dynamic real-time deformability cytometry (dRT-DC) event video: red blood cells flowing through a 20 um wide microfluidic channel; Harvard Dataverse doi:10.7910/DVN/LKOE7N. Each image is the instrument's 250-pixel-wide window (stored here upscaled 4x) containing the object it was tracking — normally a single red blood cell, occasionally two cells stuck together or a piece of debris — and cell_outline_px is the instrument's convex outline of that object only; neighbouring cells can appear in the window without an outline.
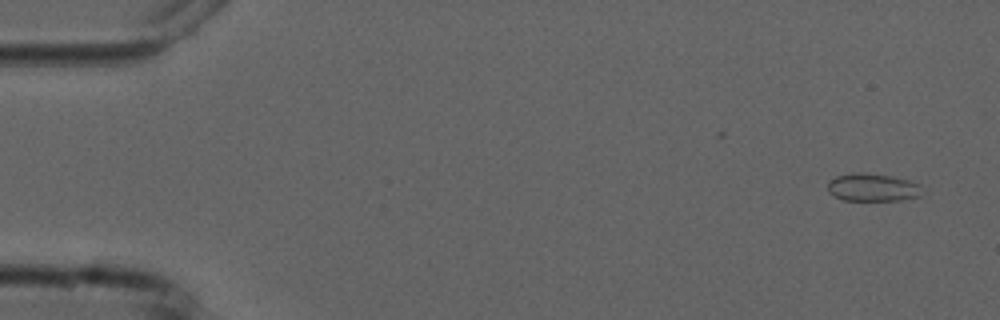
{"species": "common noctule bat (a hibernating species)", "species_latin": "Nyctalus noctula", "temperature_condition": "cold", "stored_images_in_passage": 5, "camera_frame_rate_fps": 3000, "um_per_image_px": 0.085, "animal": {"sex": "male", "forearm_length_mm": 52.5}, "frame": {"image": 1, "passage_image": 1, "time_ms": 0.0, "image_size_px": [1000, 320], "cell_outline_px": [[920, 196], [900, 200], [844, 200], [828, 192], [828, 180], [836, 176], [852, 172], [860, 172], [892, 176], [908, 180], [920, 184]], "centroid_in_image_um": [74.14, 15.92], "position_along_channel_um": 10.9, "area_um2": 15.26}}
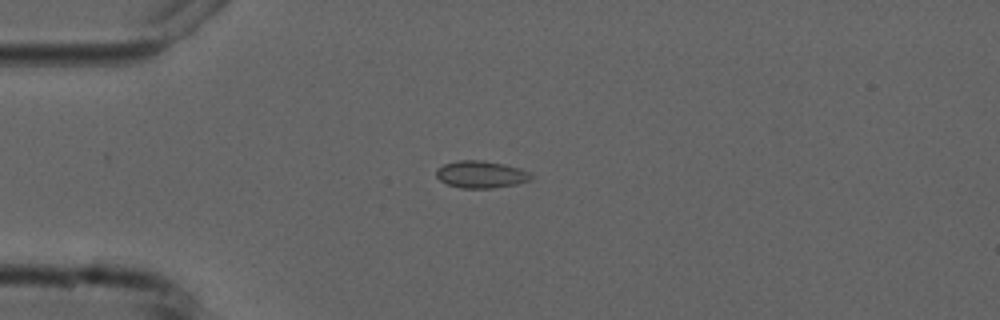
{"frame": {"image": 2, "passage_image": 4, "time_ms": 3.667, "image_size_px": [1000, 320], "cell_outline_px": [[536, 176], [528, 180], [516, 184], [492, 188], [460, 188], [448, 184], [440, 180], [436, 176], [436, 168], [444, 164], [456, 160], [480, 160], [504, 164], [520, 168], [532, 172]], "centroid_in_image_um": [40.9, 14.82], "position_along_channel_um": 44.1, "area_um2": 15.14}}